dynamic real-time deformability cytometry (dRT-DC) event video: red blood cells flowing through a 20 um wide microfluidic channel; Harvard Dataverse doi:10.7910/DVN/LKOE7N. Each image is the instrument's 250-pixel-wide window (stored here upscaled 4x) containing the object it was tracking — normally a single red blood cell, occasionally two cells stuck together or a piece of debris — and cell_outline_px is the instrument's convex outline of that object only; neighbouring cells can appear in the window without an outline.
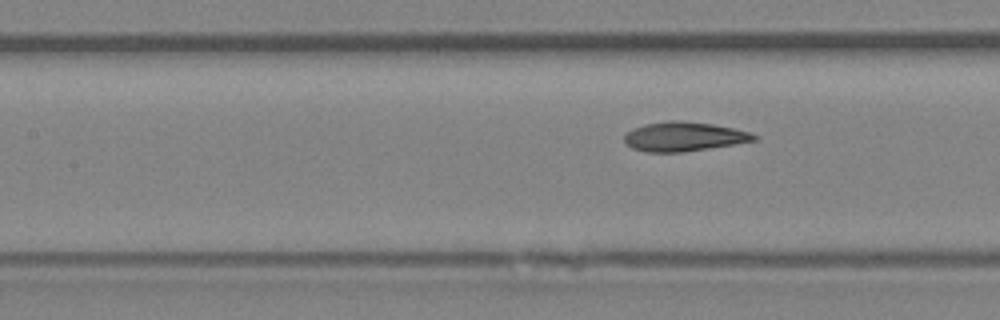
{"species": "Egyptian fruit bat (a non-hibernating species)", "species_latin": "Rousettus aegyptiacus", "temperature_condition": "room temperature", "stored_images_in_passage": 8, "segment_of_instrument_passage": [2, 2], "camera_frame_rate_fps": 3000, "um_per_image_px": 0.085, "animal": {"sex": "female"}, "frame": {"image": 1, "passage_image": 8, "time_ms": 9.0, "image_size_px": [1000, 320], "cell_outline_px": [[760, 136], [756, 140], [684, 152], [648, 152], [632, 148], [624, 144], [624, 136], [632, 128], [644, 124], [668, 120], [680, 120], [712, 124], [732, 128], [748, 132]], "centroid_in_image_um": [58.08, 11.6], "position_along_channel_um": 149.3, "area_um2": 22.08}}